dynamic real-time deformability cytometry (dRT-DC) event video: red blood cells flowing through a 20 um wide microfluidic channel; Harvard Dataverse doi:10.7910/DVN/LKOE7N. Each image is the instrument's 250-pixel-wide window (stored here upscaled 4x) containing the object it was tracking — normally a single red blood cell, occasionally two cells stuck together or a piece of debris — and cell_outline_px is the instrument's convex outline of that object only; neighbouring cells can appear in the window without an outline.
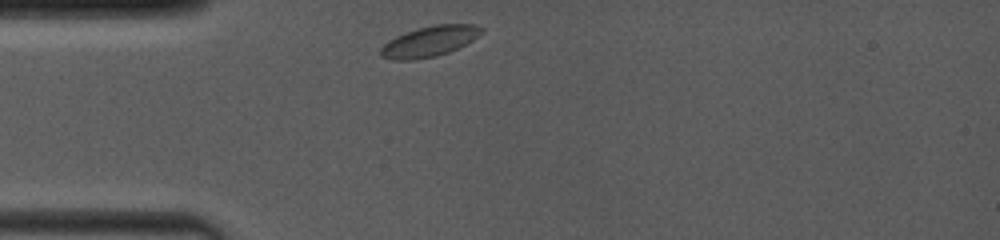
{"species": "common noctule bat (a hibernating species)", "species_latin": "Nyctalus noctula", "temperature_condition": "room temperature", "stored_images_in_passage": 4, "camera_frame_rate_fps": 4000, "um_per_image_px": 0.085, "animal": {"sex": "female", "body_mass_g": 19.0, "forearm_length_mm": 53.3}, "frame": {"image": 1, "passage_image": 1, "time_ms": 0.0, "image_size_px": [1000, 240], "cell_outline_px": [[484, 32], [472, 40], [448, 52], [436, 56], [416, 60], [392, 60], [380, 56], [380, 48], [388, 40], [404, 32], [436, 24], [476, 24], [484, 28]], "centroid_in_image_um": [36.49, 3.51], "position_along_channel_um": 48.5, "area_um2": 17.98}}
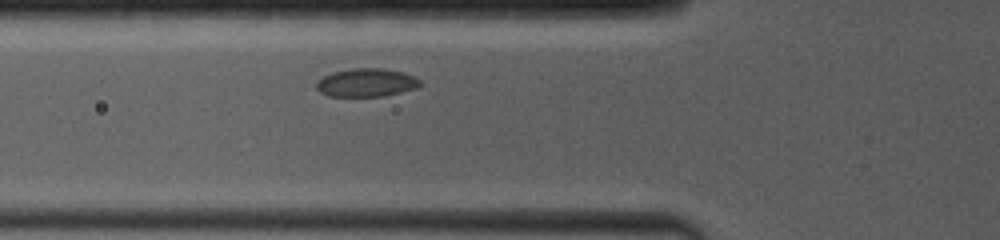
{"frame": {"image": 2, "passage_image": 4, "time_ms": 1.5, "image_size_px": [1000, 240], "cell_outline_px": [[420, 84], [416, 88], [384, 96], [328, 96], [320, 92], [316, 88], [316, 80], [332, 72], [352, 68], [384, 68], [404, 72], [420, 80]], "centroid_in_image_um": [31.11, 7.01], "position_along_channel_um": 94.7, "area_um2": 17.11}}